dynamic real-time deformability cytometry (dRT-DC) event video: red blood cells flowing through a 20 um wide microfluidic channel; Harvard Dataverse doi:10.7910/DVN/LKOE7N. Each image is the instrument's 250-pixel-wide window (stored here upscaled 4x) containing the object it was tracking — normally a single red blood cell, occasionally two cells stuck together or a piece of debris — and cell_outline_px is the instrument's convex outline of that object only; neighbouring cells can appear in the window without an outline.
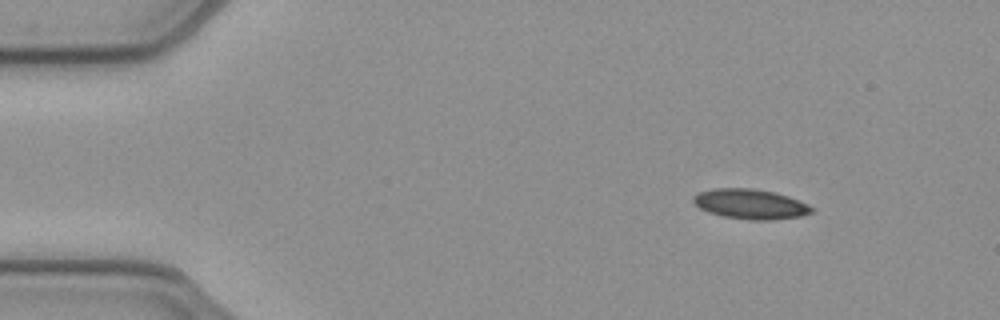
{"species": "common noctule bat (a hibernating species)", "species_latin": "Nyctalus noctula", "temperature_condition": "cold", "stored_images_in_passage": 46, "camera_frame_rate_fps": 3000, "um_per_image_px": 0.085, "animal": {"sex": "female", "body_mass_g": 21.9}, "frame": {"image": 1, "passage_image": 1, "time_ms": 0.0, "image_size_px": [1000, 320], "cell_outline_px": [[816, 208], [812, 212], [800, 216], [772, 220], [752, 220], [724, 216], [708, 212], [700, 208], [692, 200], [692, 196], [700, 192], [712, 188], [752, 188], [776, 192], [788, 196], [808, 204]], "centroid_in_image_um": [63.8, 17.33], "position_along_channel_um": 21.2, "area_um2": 20.69}}
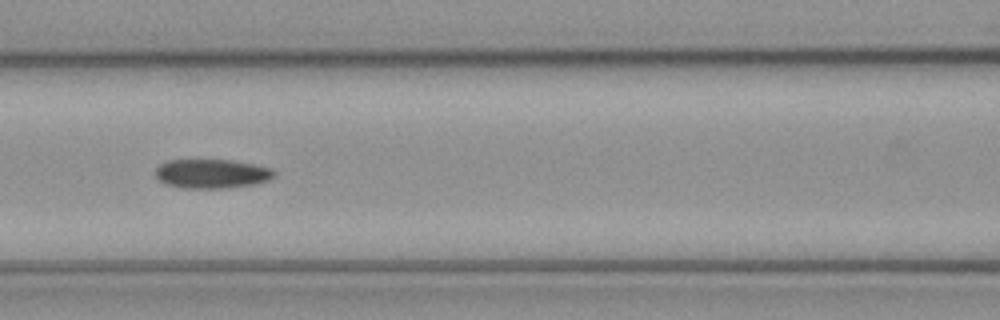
{"frame": {"image": 2, "passage_image": 17, "time_ms": 5.333, "image_size_px": [1000, 320], "cell_outline_px": [[276, 176], [268, 180], [256, 184], [224, 188], [180, 188], [164, 184], [156, 176], [156, 168], [160, 164], [168, 160], [232, 160], [272, 168], [276, 172]], "centroid_in_image_um": [18.01, 14.77], "position_along_channel_um": 148.6, "area_um2": 20.29}}
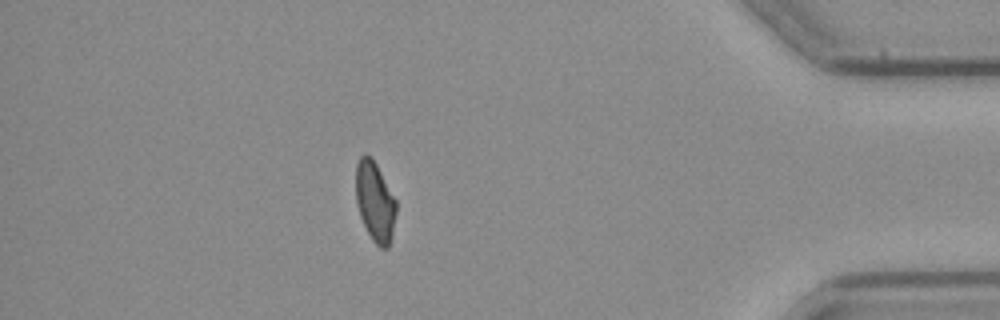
{"frame": {"image": 3, "passage_image": 40, "time_ms": 13.0, "image_size_px": [1000, 320], "cell_outline_px": [[396, 212], [392, 236], [388, 248], [380, 248], [372, 240], [360, 216], [356, 200], [356, 164], [360, 156], [364, 152], [372, 156], [396, 200]], "centroid_in_image_um": [31.87, 17.11], "position_along_channel_um": 403.3, "area_um2": 18.84}, "authors_computed_cell_mechanics": {"area_um2": 20.23, "velocity_mm_per_s": 3.9269, "shape_relaxation_time_tau1_ms": null, "shape_relaxation_time_tau2_ms": 8.4825, "deformation_change_tau1": null, "deformation_change_tau2": 0.1348}}